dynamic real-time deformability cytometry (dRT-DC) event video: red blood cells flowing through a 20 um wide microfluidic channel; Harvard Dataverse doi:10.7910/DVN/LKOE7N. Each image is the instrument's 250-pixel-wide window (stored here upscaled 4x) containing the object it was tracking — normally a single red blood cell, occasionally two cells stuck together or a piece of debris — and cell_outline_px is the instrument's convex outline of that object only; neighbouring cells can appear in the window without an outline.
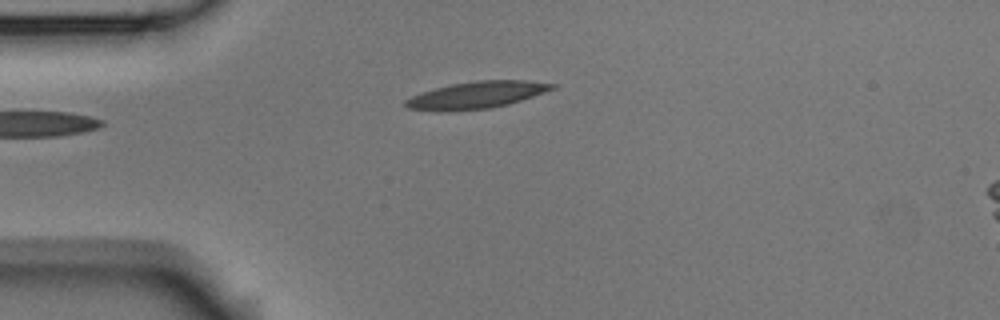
{"species": "Egyptian fruit bat (a non-hibernating species)", "species_latin": "Rousettus aegyptiacus", "temperature_condition": "room temperature", "stored_images_in_passage": 2, "camera_frame_rate_fps": 3000, "um_per_image_px": 0.085, "animal": {"sex": "male"}, "frame": {"image": 1, "passage_image": 2, "time_ms": 0.333, "image_size_px": [1000, 320], "cell_outline_px": [[556, 88], [508, 104], [492, 108], [448, 112], [440, 112], [408, 108], [404, 104], [404, 100], [420, 92], [452, 84], [476, 80], [524, 80], [556, 84]], "centroid_in_image_um": [40.46, 8.09], "position_along_channel_um": 44.5, "area_um2": 23.12}}